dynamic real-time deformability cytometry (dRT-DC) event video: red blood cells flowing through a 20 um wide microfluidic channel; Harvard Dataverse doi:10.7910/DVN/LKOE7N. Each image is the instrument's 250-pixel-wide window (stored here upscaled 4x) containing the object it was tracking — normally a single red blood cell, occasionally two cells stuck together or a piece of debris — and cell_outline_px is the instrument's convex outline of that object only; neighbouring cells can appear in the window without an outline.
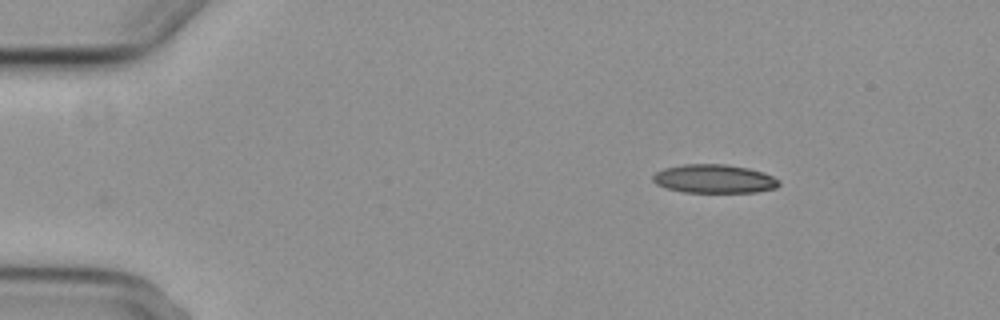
{"species": "common noctule bat (a hibernating species)", "species_latin": "Nyctalus noctula", "temperature_condition": "cold", "stored_images_in_passage": 3, "camera_frame_rate_fps": 3000, "um_per_image_px": 0.085, "animal": {"sex": "female", "body_mass_g": 29.2, "forearm_length_mm": 56.3}, "frame": {"image": 1, "passage_image": 3, "time_ms": 2.333, "image_size_px": [1000, 320], "cell_outline_px": [[780, 184], [776, 188], [756, 192], [684, 192], [668, 188], [656, 184], [652, 180], [652, 176], [656, 172], [664, 168], [684, 164], [724, 164], [748, 168], [764, 172], [780, 180]], "centroid_in_image_um": [60.72, 15.19], "position_along_channel_um": 24.3, "area_um2": 21.04}}